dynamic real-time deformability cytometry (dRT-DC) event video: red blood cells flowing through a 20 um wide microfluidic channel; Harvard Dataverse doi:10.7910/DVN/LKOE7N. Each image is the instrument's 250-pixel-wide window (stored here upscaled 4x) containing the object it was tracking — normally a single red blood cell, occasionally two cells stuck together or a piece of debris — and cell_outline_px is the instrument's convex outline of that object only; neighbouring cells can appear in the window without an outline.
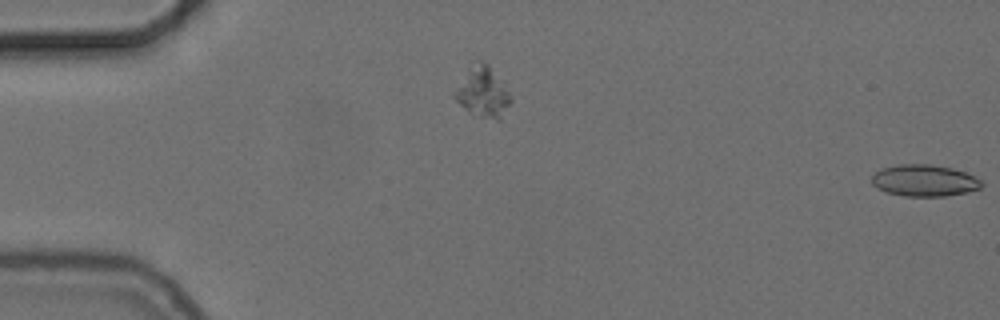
{"species": "common noctule bat (a hibernating species)", "species_latin": "Nyctalus noctula", "temperature_condition": "cold", "stored_images_in_passage": 7, "segment_of_instrument_passage": [2, 2], "camera_frame_rate_fps": 3000, "um_per_image_px": 0.085, "animal": {"sex": "female", "body_mass_g": 24.6, "forearm_length_mm": 56.2}, "frame": {"image": 1, "passage_image": 7, "time_ms": 2.0, "image_size_px": [1000, 320], "cell_outline_px": [[984, 184], [980, 188], [964, 192], [944, 196], [904, 196], [888, 192], [872, 184], [872, 176], [880, 168], [900, 164], [932, 164], [952, 168], [964, 172], [980, 180]], "centroid_in_image_um": [78.55, 15.33], "position_along_channel_um": 6.4, "area_um2": 20.0}}